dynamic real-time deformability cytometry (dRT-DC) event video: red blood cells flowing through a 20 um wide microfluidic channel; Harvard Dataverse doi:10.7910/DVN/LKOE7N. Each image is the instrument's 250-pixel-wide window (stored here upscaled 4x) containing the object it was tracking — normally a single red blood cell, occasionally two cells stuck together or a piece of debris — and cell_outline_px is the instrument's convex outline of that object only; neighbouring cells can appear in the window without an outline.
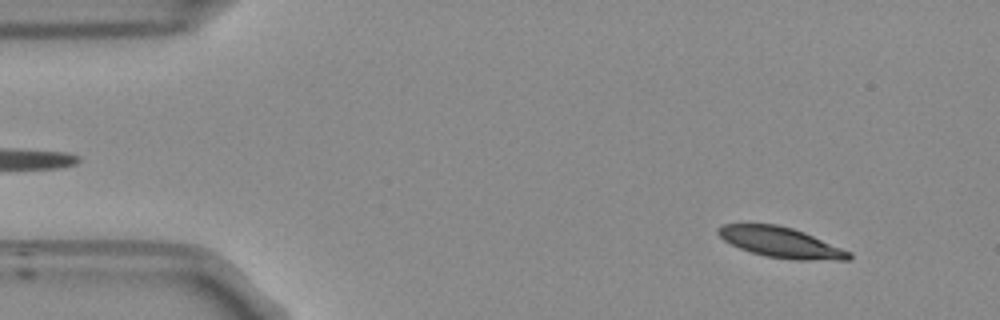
{"species": "Egyptian fruit bat (a non-hibernating species)", "species_latin": "Rousettus aegyptiacus", "temperature_condition": "room temperature", "stored_images_in_passage": 53, "camera_frame_rate_fps": 3000, "um_per_image_px": 0.085, "frame": {"image": 1, "passage_image": 5, "time_ms": 1.333, "image_size_px": [1000, 320], "cell_outline_px": [[852, 256], [848, 260], [796, 260], [764, 256], [740, 248], [724, 240], [716, 232], [716, 228], [724, 224], [776, 224], [792, 228], [804, 232], [852, 252]], "centroid_in_image_um": [66.39, 20.61], "position_along_channel_um": 18.6, "area_um2": 23.12}}
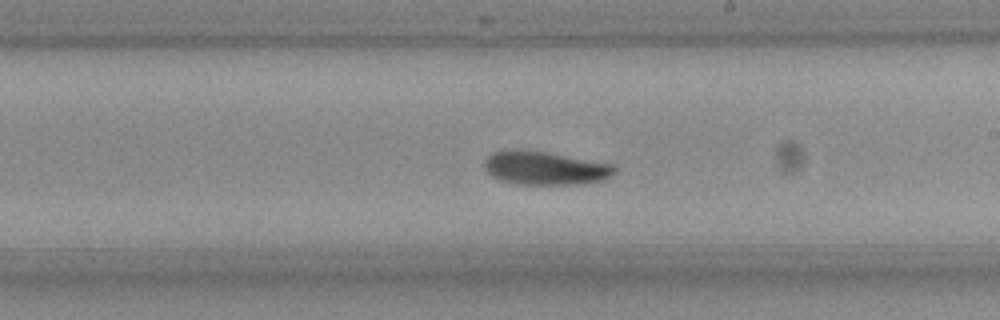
{"frame": {"image": 2, "passage_image": 30, "time_ms": 9.667, "image_size_px": [1000, 320], "cell_outline_px": [[616, 172], [604, 180], [584, 184], [512, 184], [500, 180], [492, 176], [484, 168], [484, 160], [492, 152], [544, 152], [612, 164], [616, 168]], "centroid_in_image_um": [46.36, 14.33], "position_along_channel_um": 242.6, "area_um2": 24.74}}
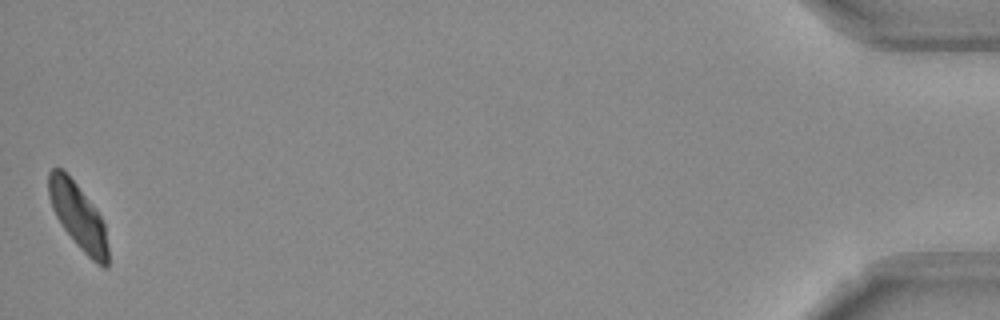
{"frame": {"image": 3, "passage_image": 53, "time_ms": 17.333, "image_size_px": [1000, 320], "cell_outline_px": [[108, 268], [104, 268], [96, 264], [76, 244], [64, 228], [56, 216], [52, 208], [48, 196], [48, 172], [52, 168], [60, 168], [76, 184], [100, 216], [104, 224], [108, 248]], "centroid_in_image_um": [6.63, 18.41], "position_along_channel_um": 428.6, "area_um2": 22.25}, "authors_computed_cell_mechanics": {"area_um2": 24.5072, "velocity_mm_per_s": 3.7151, "shape_relaxation_time_tau1_ms": 3.9214, "shape_relaxation_time_tau2_ms": 6.0056, "deformation_change_tau1": 0.1316, "deformation_change_tau2": 0.0968}}